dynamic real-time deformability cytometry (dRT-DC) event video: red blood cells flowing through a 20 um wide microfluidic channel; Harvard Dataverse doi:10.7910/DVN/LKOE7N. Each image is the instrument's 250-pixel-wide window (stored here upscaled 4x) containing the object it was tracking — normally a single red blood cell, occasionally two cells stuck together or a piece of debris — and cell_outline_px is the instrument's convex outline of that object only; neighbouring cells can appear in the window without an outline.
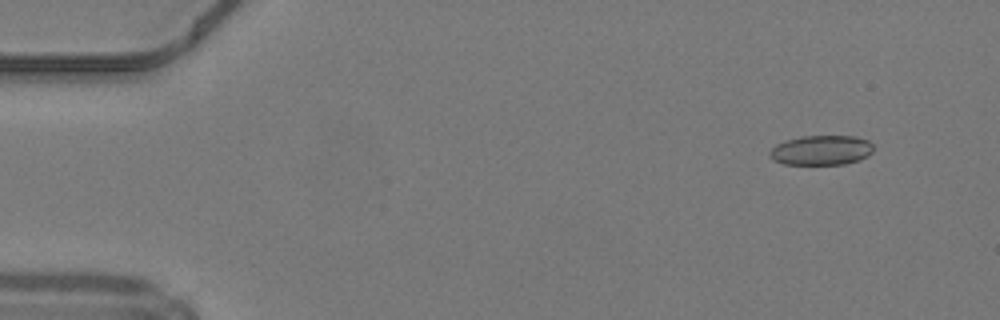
{"species": "common noctule bat (a hibernating species)", "species_latin": "Nyctalus noctula", "temperature_condition": "warm", "stored_images_in_passage": 8, "camera_frame_rate_fps": 3000, "um_per_image_px": 0.085, "animal": {"sex": "male", "body_mass_g": 19.2, "forearm_length_mm": 51.8}, "frame": {"image": 1, "passage_image": 5, "time_ms": 1.333, "image_size_px": [1000, 320], "cell_outline_px": [[872, 152], [868, 156], [860, 160], [844, 164], [784, 164], [772, 160], [768, 156], [768, 152], [776, 144], [784, 140], [800, 136], [856, 136], [868, 140], [872, 144]], "centroid_in_image_um": [69.78, 12.76], "position_along_channel_um": 15.2, "area_um2": 18.21}}